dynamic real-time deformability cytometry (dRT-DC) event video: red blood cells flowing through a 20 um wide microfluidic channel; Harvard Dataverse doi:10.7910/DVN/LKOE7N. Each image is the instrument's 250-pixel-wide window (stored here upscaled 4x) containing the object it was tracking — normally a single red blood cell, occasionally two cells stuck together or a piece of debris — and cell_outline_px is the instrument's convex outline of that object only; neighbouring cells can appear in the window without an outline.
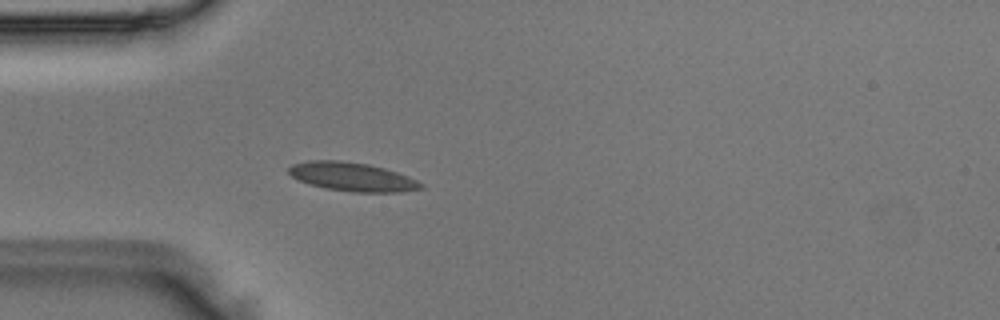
{"species": "Egyptian fruit bat (a non-hibernating species)", "species_latin": "Rousettus aegyptiacus", "temperature_condition": "room temperature", "stored_images_in_passage": 37, "camera_frame_rate_fps": 3000, "um_per_image_px": 0.085, "animal": {"sex": "male"}, "frame": {"image": 1, "passage_image": 1, "time_ms": 0.0, "image_size_px": [1000, 320], "cell_outline_px": [[424, 188], [400, 192], [352, 192], [324, 188], [300, 180], [292, 176], [288, 172], [288, 168], [292, 164], [308, 160], [340, 160], [368, 164], [384, 168], [408, 176], [424, 184]], "centroid_in_image_um": [29.95, 15.02], "position_along_channel_um": 55.1, "area_um2": 22.08}}
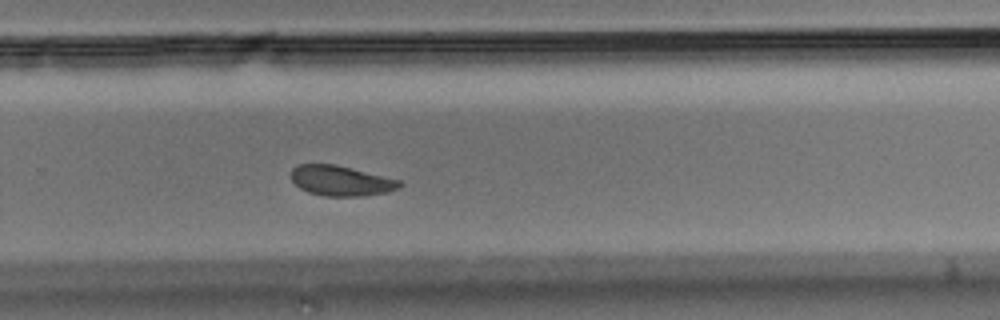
{"frame": {"image": 2, "passage_image": 20, "time_ms": 6.333, "image_size_px": [1000, 320], "cell_outline_px": [[404, 184], [400, 188], [388, 192], [364, 196], [324, 196], [308, 192], [300, 188], [288, 176], [288, 172], [296, 164], [336, 164], [400, 180]], "centroid_in_image_um": [28.95, 15.36], "position_along_channel_um": 300.8, "area_um2": 19.42}}
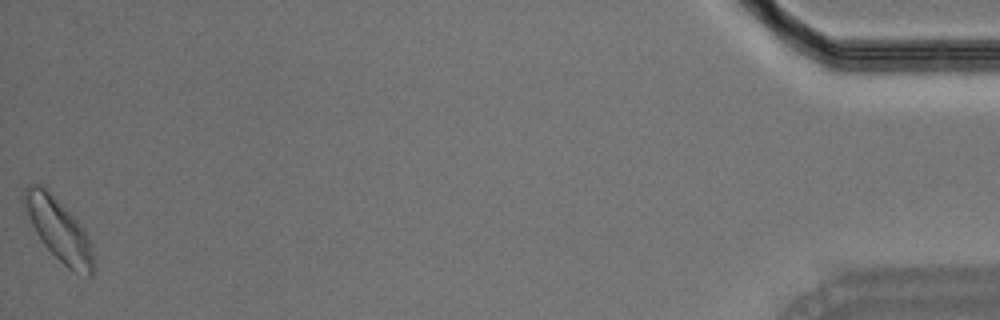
{"frame": {"image": 3, "passage_image": 37, "time_ms": 12.0, "image_size_px": [1000, 320], "cell_outline_px": [[96, 268], [88, 276], [76, 272], [68, 268], [44, 244], [36, 232], [24, 212], [20, 200], [24, 188], [28, 184], [40, 184], [48, 188], [84, 228], [88, 236]], "centroid_in_image_um": [4.94, 19.44], "position_along_channel_um": 430.3, "area_um2": 25.37}}